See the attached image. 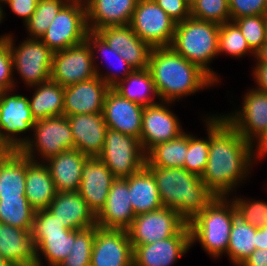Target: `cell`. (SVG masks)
I'll return each instance as SVG.
<instances>
[{"label":"cell","instance_id":"cell-56","mask_svg":"<svg viewBox=\"0 0 267 266\" xmlns=\"http://www.w3.org/2000/svg\"><path fill=\"white\" fill-rule=\"evenodd\" d=\"M41 261H33L28 263L13 264L12 266H43Z\"/></svg>","mask_w":267,"mask_h":266},{"label":"cell","instance_id":"cell-39","mask_svg":"<svg viewBox=\"0 0 267 266\" xmlns=\"http://www.w3.org/2000/svg\"><path fill=\"white\" fill-rule=\"evenodd\" d=\"M86 41L89 43L93 53L94 51L98 50L101 54H104L103 57H113L117 60V63H119L121 71L123 70L121 76L116 73L106 74L105 76L101 75L100 72L97 74V76H99L110 88H113L118 82L125 79L134 70V68H132V66L128 64L118 52L110 48L109 45L96 32L89 31L87 33ZM112 64L114 63H110L111 66Z\"/></svg>","mask_w":267,"mask_h":266},{"label":"cell","instance_id":"cell-52","mask_svg":"<svg viewBox=\"0 0 267 266\" xmlns=\"http://www.w3.org/2000/svg\"><path fill=\"white\" fill-rule=\"evenodd\" d=\"M91 257H78L68 255L59 266H90Z\"/></svg>","mask_w":267,"mask_h":266},{"label":"cell","instance_id":"cell-26","mask_svg":"<svg viewBox=\"0 0 267 266\" xmlns=\"http://www.w3.org/2000/svg\"><path fill=\"white\" fill-rule=\"evenodd\" d=\"M89 156L77 149L65 150L46 160L57 192H77L81 182L82 168Z\"/></svg>","mask_w":267,"mask_h":266},{"label":"cell","instance_id":"cell-46","mask_svg":"<svg viewBox=\"0 0 267 266\" xmlns=\"http://www.w3.org/2000/svg\"><path fill=\"white\" fill-rule=\"evenodd\" d=\"M48 209L35 211L31 233L70 232Z\"/></svg>","mask_w":267,"mask_h":266},{"label":"cell","instance_id":"cell-36","mask_svg":"<svg viewBox=\"0 0 267 266\" xmlns=\"http://www.w3.org/2000/svg\"><path fill=\"white\" fill-rule=\"evenodd\" d=\"M34 215L26 197L0 198V223L32 230Z\"/></svg>","mask_w":267,"mask_h":266},{"label":"cell","instance_id":"cell-43","mask_svg":"<svg viewBox=\"0 0 267 266\" xmlns=\"http://www.w3.org/2000/svg\"><path fill=\"white\" fill-rule=\"evenodd\" d=\"M237 215L255 228L267 226V202L233 198Z\"/></svg>","mask_w":267,"mask_h":266},{"label":"cell","instance_id":"cell-63","mask_svg":"<svg viewBox=\"0 0 267 266\" xmlns=\"http://www.w3.org/2000/svg\"><path fill=\"white\" fill-rule=\"evenodd\" d=\"M7 0H0L1 3H5ZM1 6V5H0Z\"/></svg>","mask_w":267,"mask_h":266},{"label":"cell","instance_id":"cell-42","mask_svg":"<svg viewBox=\"0 0 267 266\" xmlns=\"http://www.w3.org/2000/svg\"><path fill=\"white\" fill-rule=\"evenodd\" d=\"M249 47L256 53L266 40V15L244 16L235 19Z\"/></svg>","mask_w":267,"mask_h":266},{"label":"cell","instance_id":"cell-35","mask_svg":"<svg viewBox=\"0 0 267 266\" xmlns=\"http://www.w3.org/2000/svg\"><path fill=\"white\" fill-rule=\"evenodd\" d=\"M256 229L236 215L231 228L227 254L239 266L256 249Z\"/></svg>","mask_w":267,"mask_h":266},{"label":"cell","instance_id":"cell-11","mask_svg":"<svg viewBox=\"0 0 267 266\" xmlns=\"http://www.w3.org/2000/svg\"><path fill=\"white\" fill-rule=\"evenodd\" d=\"M129 25L153 48L171 46L176 22L154 0H139Z\"/></svg>","mask_w":267,"mask_h":266},{"label":"cell","instance_id":"cell-10","mask_svg":"<svg viewBox=\"0 0 267 266\" xmlns=\"http://www.w3.org/2000/svg\"><path fill=\"white\" fill-rule=\"evenodd\" d=\"M1 91L0 94V137L1 145L7 150H20L29 140L17 138L18 134L33 129L29 99L25 96ZM16 135V136H15Z\"/></svg>","mask_w":267,"mask_h":266},{"label":"cell","instance_id":"cell-31","mask_svg":"<svg viewBox=\"0 0 267 266\" xmlns=\"http://www.w3.org/2000/svg\"><path fill=\"white\" fill-rule=\"evenodd\" d=\"M29 106L32 117L37 120L63 115L64 87L51 79L36 85Z\"/></svg>","mask_w":267,"mask_h":266},{"label":"cell","instance_id":"cell-48","mask_svg":"<svg viewBox=\"0 0 267 266\" xmlns=\"http://www.w3.org/2000/svg\"><path fill=\"white\" fill-rule=\"evenodd\" d=\"M176 23L191 17V9L183 0H154Z\"/></svg>","mask_w":267,"mask_h":266},{"label":"cell","instance_id":"cell-62","mask_svg":"<svg viewBox=\"0 0 267 266\" xmlns=\"http://www.w3.org/2000/svg\"><path fill=\"white\" fill-rule=\"evenodd\" d=\"M69 1H80V2H83V3H85L86 2V0H69Z\"/></svg>","mask_w":267,"mask_h":266},{"label":"cell","instance_id":"cell-16","mask_svg":"<svg viewBox=\"0 0 267 266\" xmlns=\"http://www.w3.org/2000/svg\"><path fill=\"white\" fill-rule=\"evenodd\" d=\"M163 105H162V104ZM145 106L142 116L140 143L145 153L157 144L170 141L183 133L179 119L161 102Z\"/></svg>","mask_w":267,"mask_h":266},{"label":"cell","instance_id":"cell-34","mask_svg":"<svg viewBox=\"0 0 267 266\" xmlns=\"http://www.w3.org/2000/svg\"><path fill=\"white\" fill-rule=\"evenodd\" d=\"M32 234L37 245V260L41 261L39 257V251H41L50 266H59L71 253V246L75 241V230L70 232Z\"/></svg>","mask_w":267,"mask_h":266},{"label":"cell","instance_id":"cell-19","mask_svg":"<svg viewBox=\"0 0 267 266\" xmlns=\"http://www.w3.org/2000/svg\"><path fill=\"white\" fill-rule=\"evenodd\" d=\"M244 103L235 114L223 117L251 144L267 127V94L251 89L244 96ZM255 137V138H254Z\"/></svg>","mask_w":267,"mask_h":266},{"label":"cell","instance_id":"cell-13","mask_svg":"<svg viewBox=\"0 0 267 266\" xmlns=\"http://www.w3.org/2000/svg\"><path fill=\"white\" fill-rule=\"evenodd\" d=\"M87 41L53 54L50 79L62 87L90 80L99 73Z\"/></svg>","mask_w":267,"mask_h":266},{"label":"cell","instance_id":"cell-40","mask_svg":"<svg viewBox=\"0 0 267 266\" xmlns=\"http://www.w3.org/2000/svg\"><path fill=\"white\" fill-rule=\"evenodd\" d=\"M190 9L191 17L197 20L219 25L230 21L228 0H195Z\"/></svg>","mask_w":267,"mask_h":266},{"label":"cell","instance_id":"cell-38","mask_svg":"<svg viewBox=\"0 0 267 266\" xmlns=\"http://www.w3.org/2000/svg\"><path fill=\"white\" fill-rule=\"evenodd\" d=\"M228 53L233 57H242L246 53H256L249 47L245 37L234 21H228L219 25L218 54Z\"/></svg>","mask_w":267,"mask_h":266},{"label":"cell","instance_id":"cell-12","mask_svg":"<svg viewBox=\"0 0 267 266\" xmlns=\"http://www.w3.org/2000/svg\"><path fill=\"white\" fill-rule=\"evenodd\" d=\"M187 223L177 211L162 207L136 215L127 232L134 249L138 245L151 244L174 236Z\"/></svg>","mask_w":267,"mask_h":266},{"label":"cell","instance_id":"cell-18","mask_svg":"<svg viewBox=\"0 0 267 266\" xmlns=\"http://www.w3.org/2000/svg\"><path fill=\"white\" fill-rule=\"evenodd\" d=\"M110 87L99 77L64 87L63 115L103 113Z\"/></svg>","mask_w":267,"mask_h":266},{"label":"cell","instance_id":"cell-3","mask_svg":"<svg viewBox=\"0 0 267 266\" xmlns=\"http://www.w3.org/2000/svg\"><path fill=\"white\" fill-rule=\"evenodd\" d=\"M146 167L156 179L163 207L177 211L187 222L216 197L200 176L185 168Z\"/></svg>","mask_w":267,"mask_h":266},{"label":"cell","instance_id":"cell-60","mask_svg":"<svg viewBox=\"0 0 267 266\" xmlns=\"http://www.w3.org/2000/svg\"><path fill=\"white\" fill-rule=\"evenodd\" d=\"M5 152H7V150L1 145V137H0V154Z\"/></svg>","mask_w":267,"mask_h":266},{"label":"cell","instance_id":"cell-5","mask_svg":"<svg viewBox=\"0 0 267 266\" xmlns=\"http://www.w3.org/2000/svg\"><path fill=\"white\" fill-rule=\"evenodd\" d=\"M218 33L219 24L189 17L176 23L171 43L178 54L199 66L215 82L219 79L208 64L218 55Z\"/></svg>","mask_w":267,"mask_h":266},{"label":"cell","instance_id":"cell-7","mask_svg":"<svg viewBox=\"0 0 267 266\" xmlns=\"http://www.w3.org/2000/svg\"><path fill=\"white\" fill-rule=\"evenodd\" d=\"M88 32L85 3L69 1L40 40L56 52L85 42Z\"/></svg>","mask_w":267,"mask_h":266},{"label":"cell","instance_id":"cell-25","mask_svg":"<svg viewBox=\"0 0 267 266\" xmlns=\"http://www.w3.org/2000/svg\"><path fill=\"white\" fill-rule=\"evenodd\" d=\"M67 229L81 230L96 224V216L77 192H57L47 208Z\"/></svg>","mask_w":267,"mask_h":266},{"label":"cell","instance_id":"cell-15","mask_svg":"<svg viewBox=\"0 0 267 266\" xmlns=\"http://www.w3.org/2000/svg\"><path fill=\"white\" fill-rule=\"evenodd\" d=\"M191 233L187 223L176 235L133 249V266H171L191 247Z\"/></svg>","mask_w":267,"mask_h":266},{"label":"cell","instance_id":"cell-2","mask_svg":"<svg viewBox=\"0 0 267 266\" xmlns=\"http://www.w3.org/2000/svg\"><path fill=\"white\" fill-rule=\"evenodd\" d=\"M148 69L162 102H173L216 83L199 66L182 57L171 46L153 47Z\"/></svg>","mask_w":267,"mask_h":266},{"label":"cell","instance_id":"cell-20","mask_svg":"<svg viewBox=\"0 0 267 266\" xmlns=\"http://www.w3.org/2000/svg\"><path fill=\"white\" fill-rule=\"evenodd\" d=\"M144 106L122 97L113 88L106 94L103 116L107 128L140 140Z\"/></svg>","mask_w":267,"mask_h":266},{"label":"cell","instance_id":"cell-47","mask_svg":"<svg viewBox=\"0 0 267 266\" xmlns=\"http://www.w3.org/2000/svg\"><path fill=\"white\" fill-rule=\"evenodd\" d=\"M96 225L90 228L75 230V241L71 246V256L91 257Z\"/></svg>","mask_w":267,"mask_h":266},{"label":"cell","instance_id":"cell-61","mask_svg":"<svg viewBox=\"0 0 267 266\" xmlns=\"http://www.w3.org/2000/svg\"><path fill=\"white\" fill-rule=\"evenodd\" d=\"M265 33H266V40H267V15H266V31H265Z\"/></svg>","mask_w":267,"mask_h":266},{"label":"cell","instance_id":"cell-55","mask_svg":"<svg viewBox=\"0 0 267 266\" xmlns=\"http://www.w3.org/2000/svg\"><path fill=\"white\" fill-rule=\"evenodd\" d=\"M255 58L257 59L258 63H266L267 64V41L256 52Z\"/></svg>","mask_w":267,"mask_h":266},{"label":"cell","instance_id":"cell-23","mask_svg":"<svg viewBox=\"0 0 267 266\" xmlns=\"http://www.w3.org/2000/svg\"><path fill=\"white\" fill-rule=\"evenodd\" d=\"M74 148L89 157H97L104 146L107 125L103 113L67 116Z\"/></svg>","mask_w":267,"mask_h":266},{"label":"cell","instance_id":"cell-44","mask_svg":"<svg viewBox=\"0 0 267 266\" xmlns=\"http://www.w3.org/2000/svg\"><path fill=\"white\" fill-rule=\"evenodd\" d=\"M230 21L244 16L267 15V0H228Z\"/></svg>","mask_w":267,"mask_h":266},{"label":"cell","instance_id":"cell-30","mask_svg":"<svg viewBox=\"0 0 267 266\" xmlns=\"http://www.w3.org/2000/svg\"><path fill=\"white\" fill-rule=\"evenodd\" d=\"M129 192L135 216L163 207L156 179L146 166L129 177Z\"/></svg>","mask_w":267,"mask_h":266},{"label":"cell","instance_id":"cell-21","mask_svg":"<svg viewBox=\"0 0 267 266\" xmlns=\"http://www.w3.org/2000/svg\"><path fill=\"white\" fill-rule=\"evenodd\" d=\"M116 178L98 157H89L82 168L78 192L97 216L105 206L111 185Z\"/></svg>","mask_w":267,"mask_h":266},{"label":"cell","instance_id":"cell-51","mask_svg":"<svg viewBox=\"0 0 267 266\" xmlns=\"http://www.w3.org/2000/svg\"><path fill=\"white\" fill-rule=\"evenodd\" d=\"M253 71V76L258 84L256 89L267 94V64L256 63Z\"/></svg>","mask_w":267,"mask_h":266},{"label":"cell","instance_id":"cell-53","mask_svg":"<svg viewBox=\"0 0 267 266\" xmlns=\"http://www.w3.org/2000/svg\"><path fill=\"white\" fill-rule=\"evenodd\" d=\"M256 140H258L256 145L257 152L256 149L253 152L256 153V158L264 157L267 154V127Z\"/></svg>","mask_w":267,"mask_h":266},{"label":"cell","instance_id":"cell-59","mask_svg":"<svg viewBox=\"0 0 267 266\" xmlns=\"http://www.w3.org/2000/svg\"><path fill=\"white\" fill-rule=\"evenodd\" d=\"M186 4H188L190 7L194 4L195 0H183Z\"/></svg>","mask_w":267,"mask_h":266},{"label":"cell","instance_id":"cell-27","mask_svg":"<svg viewBox=\"0 0 267 266\" xmlns=\"http://www.w3.org/2000/svg\"><path fill=\"white\" fill-rule=\"evenodd\" d=\"M31 231L0 223V254L12 265L37 260V245Z\"/></svg>","mask_w":267,"mask_h":266},{"label":"cell","instance_id":"cell-45","mask_svg":"<svg viewBox=\"0 0 267 266\" xmlns=\"http://www.w3.org/2000/svg\"><path fill=\"white\" fill-rule=\"evenodd\" d=\"M13 59L10 46L6 40L0 42V89L2 91L15 88L13 74Z\"/></svg>","mask_w":267,"mask_h":266},{"label":"cell","instance_id":"cell-37","mask_svg":"<svg viewBox=\"0 0 267 266\" xmlns=\"http://www.w3.org/2000/svg\"><path fill=\"white\" fill-rule=\"evenodd\" d=\"M68 2L69 0H38L34 14L25 23L30 38L40 39Z\"/></svg>","mask_w":267,"mask_h":266},{"label":"cell","instance_id":"cell-29","mask_svg":"<svg viewBox=\"0 0 267 266\" xmlns=\"http://www.w3.org/2000/svg\"><path fill=\"white\" fill-rule=\"evenodd\" d=\"M27 156L20 150L0 154V198L26 197Z\"/></svg>","mask_w":267,"mask_h":266},{"label":"cell","instance_id":"cell-8","mask_svg":"<svg viewBox=\"0 0 267 266\" xmlns=\"http://www.w3.org/2000/svg\"><path fill=\"white\" fill-rule=\"evenodd\" d=\"M17 48L13 37L6 36L15 68L25 84L34 87L50 80L54 52L40 39L26 38Z\"/></svg>","mask_w":267,"mask_h":266},{"label":"cell","instance_id":"cell-9","mask_svg":"<svg viewBox=\"0 0 267 266\" xmlns=\"http://www.w3.org/2000/svg\"><path fill=\"white\" fill-rule=\"evenodd\" d=\"M33 131L34 141L29 139L20 151L34 162H37L34 149L45 161L65 150L74 149L71 127L65 115L37 120Z\"/></svg>","mask_w":267,"mask_h":266},{"label":"cell","instance_id":"cell-1","mask_svg":"<svg viewBox=\"0 0 267 266\" xmlns=\"http://www.w3.org/2000/svg\"><path fill=\"white\" fill-rule=\"evenodd\" d=\"M253 146L223 116H210L209 153L201 176L203 183L216 196L229 197V192L249 173L255 159Z\"/></svg>","mask_w":267,"mask_h":266},{"label":"cell","instance_id":"cell-33","mask_svg":"<svg viewBox=\"0 0 267 266\" xmlns=\"http://www.w3.org/2000/svg\"><path fill=\"white\" fill-rule=\"evenodd\" d=\"M187 151L188 134L183 132L177 138L152 147L146 153V166L184 168Z\"/></svg>","mask_w":267,"mask_h":266},{"label":"cell","instance_id":"cell-50","mask_svg":"<svg viewBox=\"0 0 267 266\" xmlns=\"http://www.w3.org/2000/svg\"><path fill=\"white\" fill-rule=\"evenodd\" d=\"M239 266H267V249H255Z\"/></svg>","mask_w":267,"mask_h":266},{"label":"cell","instance_id":"cell-22","mask_svg":"<svg viewBox=\"0 0 267 266\" xmlns=\"http://www.w3.org/2000/svg\"><path fill=\"white\" fill-rule=\"evenodd\" d=\"M134 218L129 192V177L116 178L111 185L105 206L96 216V224L105 229L127 230Z\"/></svg>","mask_w":267,"mask_h":266},{"label":"cell","instance_id":"cell-32","mask_svg":"<svg viewBox=\"0 0 267 266\" xmlns=\"http://www.w3.org/2000/svg\"><path fill=\"white\" fill-rule=\"evenodd\" d=\"M113 89L122 97L144 107L157 104L153 99L155 96L158 98V94L148 68L134 69L125 79L118 82Z\"/></svg>","mask_w":267,"mask_h":266},{"label":"cell","instance_id":"cell-41","mask_svg":"<svg viewBox=\"0 0 267 266\" xmlns=\"http://www.w3.org/2000/svg\"><path fill=\"white\" fill-rule=\"evenodd\" d=\"M208 139H198L188 134V151L185 158L184 168L190 173L202 176L209 153V117L206 119Z\"/></svg>","mask_w":267,"mask_h":266},{"label":"cell","instance_id":"cell-4","mask_svg":"<svg viewBox=\"0 0 267 266\" xmlns=\"http://www.w3.org/2000/svg\"><path fill=\"white\" fill-rule=\"evenodd\" d=\"M227 200V197L216 196L188 222L191 244L198 240L203 250L214 258L227 253L233 220L237 215L234 202Z\"/></svg>","mask_w":267,"mask_h":266},{"label":"cell","instance_id":"cell-28","mask_svg":"<svg viewBox=\"0 0 267 266\" xmlns=\"http://www.w3.org/2000/svg\"><path fill=\"white\" fill-rule=\"evenodd\" d=\"M57 194L48 167L27 157L25 196L35 211L47 209Z\"/></svg>","mask_w":267,"mask_h":266},{"label":"cell","instance_id":"cell-14","mask_svg":"<svg viewBox=\"0 0 267 266\" xmlns=\"http://www.w3.org/2000/svg\"><path fill=\"white\" fill-rule=\"evenodd\" d=\"M90 266H133V248L127 230L96 225Z\"/></svg>","mask_w":267,"mask_h":266},{"label":"cell","instance_id":"cell-24","mask_svg":"<svg viewBox=\"0 0 267 266\" xmlns=\"http://www.w3.org/2000/svg\"><path fill=\"white\" fill-rule=\"evenodd\" d=\"M139 0H86L88 30L127 25Z\"/></svg>","mask_w":267,"mask_h":266},{"label":"cell","instance_id":"cell-6","mask_svg":"<svg viewBox=\"0 0 267 266\" xmlns=\"http://www.w3.org/2000/svg\"><path fill=\"white\" fill-rule=\"evenodd\" d=\"M115 178H128L146 166L140 140L107 128L104 146L97 156Z\"/></svg>","mask_w":267,"mask_h":266},{"label":"cell","instance_id":"cell-17","mask_svg":"<svg viewBox=\"0 0 267 266\" xmlns=\"http://www.w3.org/2000/svg\"><path fill=\"white\" fill-rule=\"evenodd\" d=\"M96 33L132 68H148L152 47L141 40L129 24L104 27Z\"/></svg>","mask_w":267,"mask_h":266},{"label":"cell","instance_id":"cell-54","mask_svg":"<svg viewBox=\"0 0 267 266\" xmlns=\"http://www.w3.org/2000/svg\"><path fill=\"white\" fill-rule=\"evenodd\" d=\"M256 249H267V226L256 229Z\"/></svg>","mask_w":267,"mask_h":266},{"label":"cell","instance_id":"cell-49","mask_svg":"<svg viewBox=\"0 0 267 266\" xmlns=\"http://www.w3.org/2000/svg\"><path fill=\"white\" fill-rule=\"evenodd\" d=\"M14 14L24 19V23L34 14L38 0H7L5 2Z\"/></svg>","mask_w":267,"mask_h":266},{"label":"cell","instance_id":"cell-58","mask_svg":"<svg viewBox=\"0 0 267 266\" xmlns=\"http://www.w3.org/2000/svg\"><path fill=\"white\" fill-rule=\"evenodd\" d=\"M3 7L0 6V23H1V20L3 19V15H4V11L2 9ZM6 40V35H2L0 36V42Z\"/></svg>","mask_w":267,"mask_h":266},{"label":"cell","instance_id":"cell-57","mask_svg":"<svg viewBox=\"0 0 267 266\" xmlns=\"http://www.w3.org/2000/svg\"><path fill=\"white\" fill-rule=\"evenodd\" d=\"M0 266H12L11 263H9L3 255L0 254Z\"/></svg>","mask_w":267,"mask_h":266}]
</instances>
